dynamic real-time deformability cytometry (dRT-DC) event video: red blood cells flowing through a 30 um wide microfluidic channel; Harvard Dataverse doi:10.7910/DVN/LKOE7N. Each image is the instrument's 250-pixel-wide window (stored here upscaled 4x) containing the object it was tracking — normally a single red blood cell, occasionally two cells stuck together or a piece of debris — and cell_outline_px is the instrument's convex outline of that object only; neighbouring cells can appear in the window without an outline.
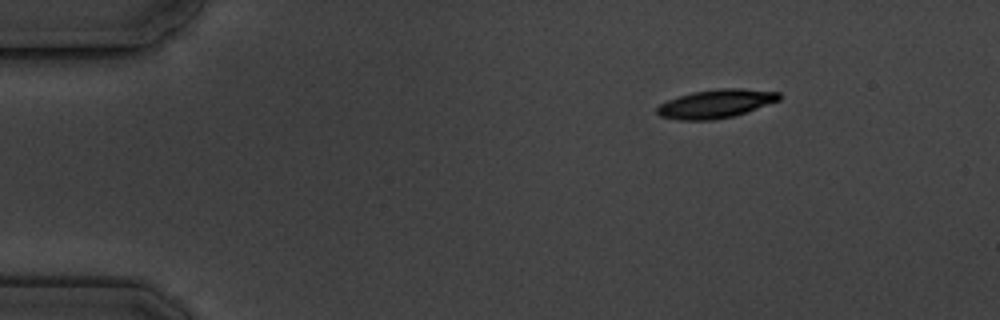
{"species": "common noctule bat (a hibernating species)", "species_latin": "Nyctalus noctula", "temperature_condition": "cold", "stored_images_in_passage": 7, "camera_frame_rate_fps": 3000, "um_per_image_px": 0.085, "animal": {"sex": "male", "body_mass_g": 19.5, "forearm_length_mm": 54.6}, "frame": {"image": 1, "passage_image": 1, "time_ms": 0.0, "image_size_px": [1000, 320], "cell_outline_px": [[780, 100], [732, 116], [716, 120], [680, 120], [660, 116], [656, 112], [656, 108], [660, 104], [668, 100], [692, 92], [720, 88], [744, 88], [780, 92]], "centroid_in_image_um": [60.84, 8.81], "position_along_channel_um": 24.2, "area_um2": 20.17}}
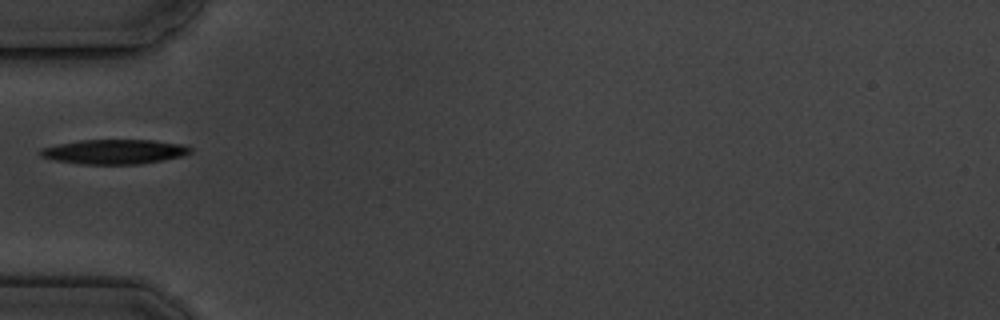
{"frame": {"image": 2, "passage_image": 4, "time_ms": 3.667, "image_size_px": [1000, 320], "cell_outline_px": [[192, 152], [180, 156], [140, 164], [80, 164], [56, 160], [40, 156], [40, 148], [80, 140], [152, 140], [180, 144], [192, 148]], "centroid_in_image_um": [9.7, 12.89], "position_along_channel_um": 75.3, "area_um2": 21.21}}
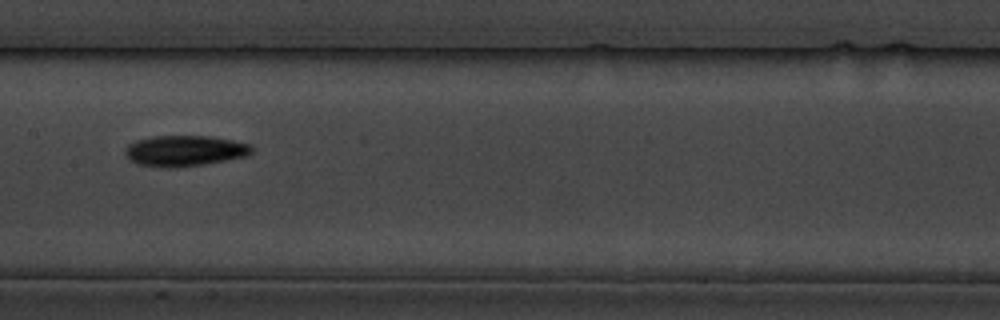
{"frame": {"image": 3, "passage_image": 7, "time_ms": 7.0, "image_size_px": [1000, 320], "cell_outline_px": [[252, 152], [248, 156], [204, 164], [176, 168], [160, 168], [136, 164], [128, 160], [124, 156], [124, 148], [128, 144], [136, 140], [152, 136], [208, 136], [252, 144]], "centroid_in_image_um": [15.63, 12.83], "position_along_channel_um": 191.8, "area_um2": 23.12}}